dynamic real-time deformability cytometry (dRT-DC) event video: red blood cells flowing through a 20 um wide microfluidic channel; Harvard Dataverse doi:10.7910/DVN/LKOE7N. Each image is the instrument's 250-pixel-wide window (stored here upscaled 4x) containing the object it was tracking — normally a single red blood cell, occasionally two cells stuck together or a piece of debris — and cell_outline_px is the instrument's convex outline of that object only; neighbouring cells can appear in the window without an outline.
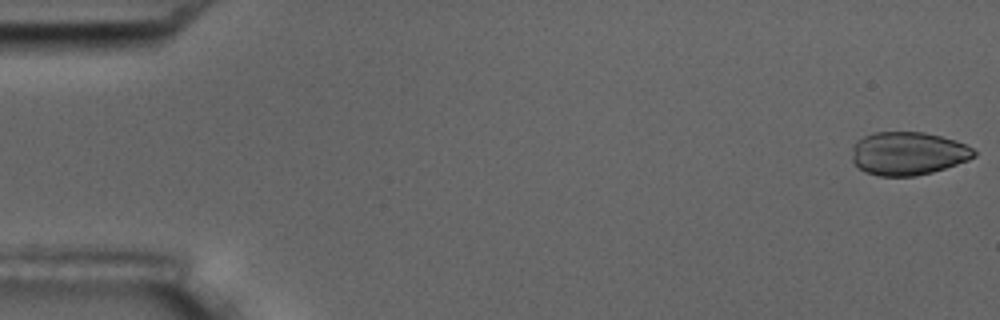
{"species": "common noctule bat (a hibernating species)", "species_latin": "Nyctalus noctula", "temperature_condition": "room temperature", "stored_images_in_passage": 5, "camera_frame_rate_fps": 3000, "um_per_image_px": 0.085, "animal": {"sex": "male", "body_mass_g": 17.5, "forearm_length_mm": 52.3}, "frame": {"image": 1, "passage_image": 1, "time_ms": 0.0, "image_size_px": [1000, 320], "cell_outline_px": [[976, 156], [968, 160], [932, 172], [916, 176], [880, 176], [864, 172], [852, 160], [852, 148], [856, 140], [864, 136], [876, 132], [924, 132], [956, 140], [972, 148], [976, 152]], "centroid_in_image_um": [77.17, 13.04], "position_along_channel_um": 7.8, "area_um2": 30.75}}